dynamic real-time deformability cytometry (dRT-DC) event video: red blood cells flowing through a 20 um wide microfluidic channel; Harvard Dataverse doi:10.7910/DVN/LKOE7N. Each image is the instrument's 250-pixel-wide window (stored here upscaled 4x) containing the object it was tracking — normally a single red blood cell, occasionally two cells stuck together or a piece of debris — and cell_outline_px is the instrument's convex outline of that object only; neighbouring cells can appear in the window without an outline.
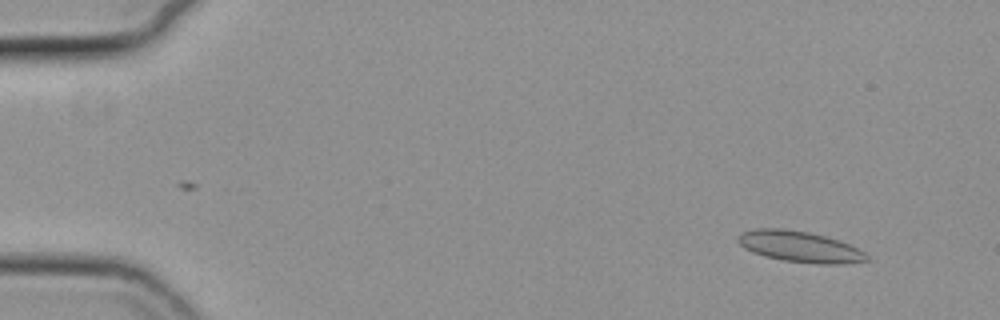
{"species": "common noctule bat (a hibernating species)", "species_latin": "Nyctalus noctula", "temperature_condition": "cold", "stored_images_in_passage": 56, "camera_frame_rate_fps": 3000, "um_per_image_px": 0.085, "animal": {"sex": "female", "body_mass_g": 19.3, "forearm_length_mm": 54.1}, "frame": {"image": 1, "passage_image": 5, "time_ms": 1.333, "image_size_px": [1000, 320], "cell_outline_px": [[868, 260], [840, 264], [820, 264], [784, 260], [764, 256], [752, 252], [744, 248], [736, 240], [736, 236], [744, 232], [756, 228], [784, 228], [808, 232], [824, 236], [848, 244], [864, 252], [868, 256]], "centroid_in_image_um": [67.92, 20.96], "position_along_channel_um": 17.1, "area_um2": 23.0}}
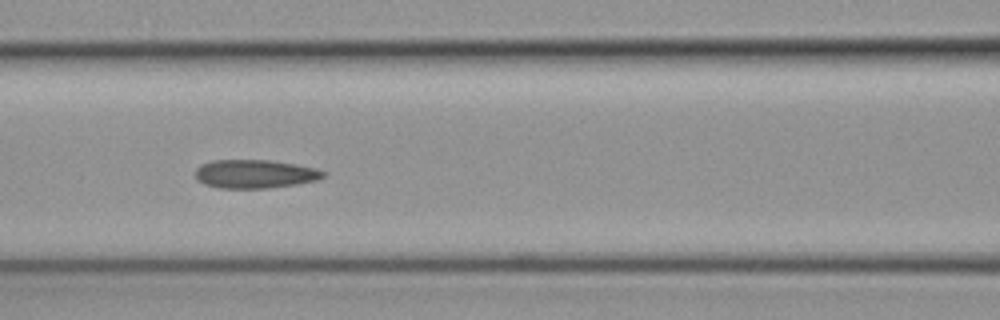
{"frame": {"image": 2, "passage_image": 25, "time_ms": 8.0, "image_size_px": [1000, 320], "cell_outline_px": [[324, 176], [316, 180], [296, 184], [268, 188], [216, 188], [204, 184], [196, 180], [196, 168], [200, 164], [212, 160], [268, 160], [296, 164], [316, 168], [324, 172]], "centroid_in_image_um": [21.61, 14.78], "position_along_channel_um": 145.0, "area_um2": 21.33}}
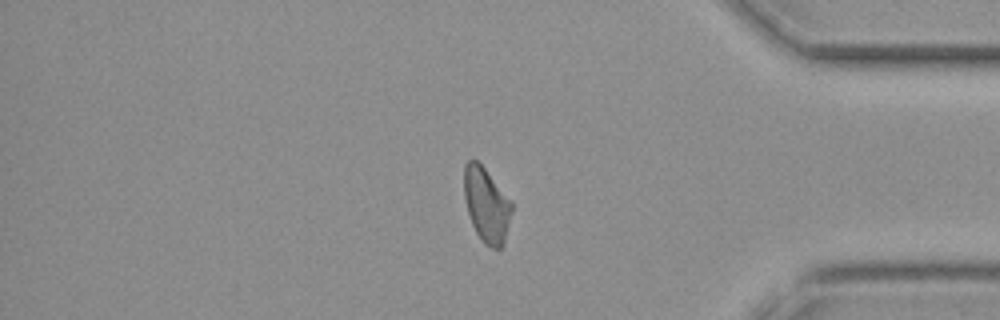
{"frame": {"image": 3, "passage_image": 47, "time_ms": 15.333, "image_size_px": [1000, 320], "cell_outline_px": [[512, 212], [504, 244], [500, 248], [492, 248], [484, 244], [480, 240], [472, 224], [468, 212], [464, 196], [464, 164], [468, 160], [476, 160], [484, 168], [512, 200]], "centroid_in_image_um": [41.36, 17.43], "position_along_channel_um": 393.8, "area_um2": 20.81}, "authors_computed_cell_mechanics": {"area_um2": 21.4727, "velocity_mm_per_s": 3.7309, "shape_relaxation_time_tau1_ms": null, "shape_relaxation_time_tau2_ms": 5.4747, "deformation_change_tau1": null, "deformation_change_tau2": 0.1194}}